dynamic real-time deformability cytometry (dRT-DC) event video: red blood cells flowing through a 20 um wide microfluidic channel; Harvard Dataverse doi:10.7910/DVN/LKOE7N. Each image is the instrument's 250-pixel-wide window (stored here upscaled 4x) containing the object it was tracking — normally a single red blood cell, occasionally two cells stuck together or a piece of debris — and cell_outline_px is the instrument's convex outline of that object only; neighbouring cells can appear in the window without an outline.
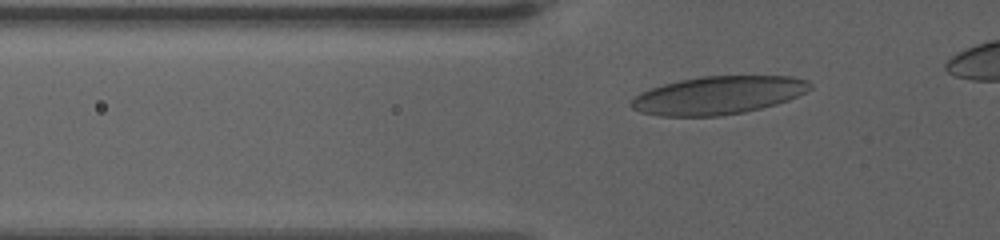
{"species": "human", "species_latin": "Homo sapiens", "temperature_condition": "warm", "stored_images_in_passage": 40, "camera_frame_rate_fps": 3000, "um_per_image_px": 0.085, "donor": {"sex": "female"}, "frame": {"image": 1, "passage_image": 7, "time_ms": 2.0, "image_size_px": [1000, 240], "cell_outline_px": [[812, 88], [788, 100], [776, 104], [744, 112], [720, 116], [660, 116], [640, 112], [632, 108], [628, 104], [640, 92], [664, 84], [680, 80], [700, 76], [792, 76], [808, 80], [812, 84]], "centroid_in_image_um": [61.04, 8.09], "position_along_channel_um": 64.8, "area_um2": 39.65}}
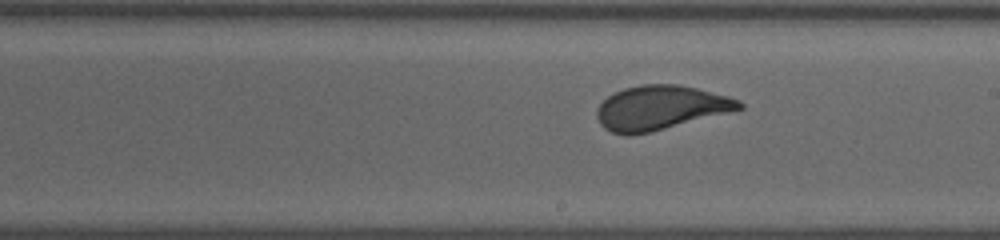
{"frame": {"image": 2, "passage_image": 22, "time_ms": 7.0, "image_size_px": [1000, 240], "cell_outline_px": [[744, 108], [648, 132], [612, 132], [604, 128], [600, 124], [596, 116], [596, 108], [608, 96], [624, 88], [640, 84], [676, 84], [696, 88], [728, 96], [740, 100], [744, 104]], "centroid_in_image_um": [56.14, 9.11], "position_along_channel_um": 232.9, "area_um2": 35.78}}
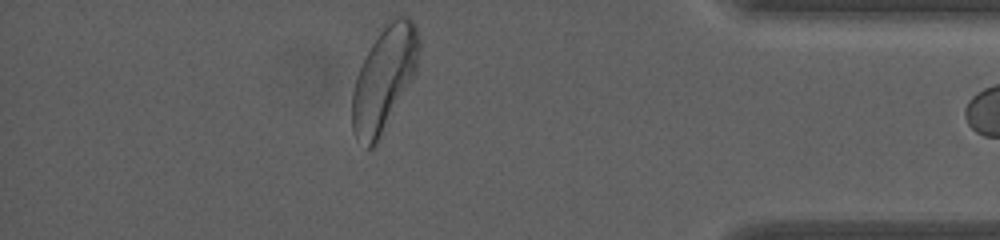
{"frame": {"image": 3, "passage_image": 39, "time_ms": 12.667, "image_size_px": [1000, 240], "cell_outline_px": [[420, 48], [416, 72], [376, 144], [372, 148], [368, 148], [356, 140], [352, 128], [352, 92], [356, 76], [372, 44], [380, 32], [396, 16], [408, 16], [416, 24], [420, 40]], "centroid_in_image_um": [32.66, 6.7], "position_along_channel_um": 402.5, "area_um2": 40.0}}